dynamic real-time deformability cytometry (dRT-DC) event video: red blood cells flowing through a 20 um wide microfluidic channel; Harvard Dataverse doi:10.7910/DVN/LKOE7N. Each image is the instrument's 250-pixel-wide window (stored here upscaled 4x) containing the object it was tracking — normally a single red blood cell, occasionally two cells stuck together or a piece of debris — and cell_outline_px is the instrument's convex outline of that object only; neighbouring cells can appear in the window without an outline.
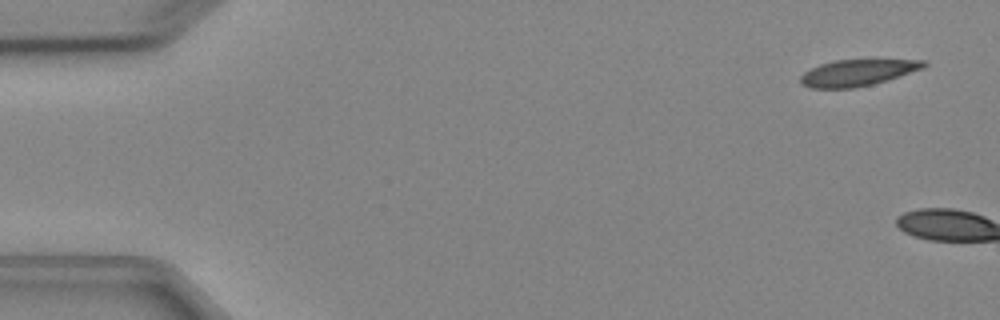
{"species": "Egyptian fruit bat (a non-hibernating species)", "species_latin": "Rousettus aegyptiacus", "temperature_condition": "cold", "stored_images_in_passage": 6, "camera_frame_rate_fps": 3000, "um_per_image_px": 0.085, "animal": {"sex": "female"}, "frame": {"image": 1, "passage_image": 1, "time_ms": 0.0, "image_size_px": [1000, 320], "cell_outline_px": [[928, 64], [924, 68], [888, 80], [856, 88], [808, 88], [800, 84], [800, 76], [804, 72], [820, 64], [832, 60], [924, 60]], "centroid_in_image_um": [72.86, 6.19], "position_along_channel_um": 12.1, "area_um2": 19.02}}
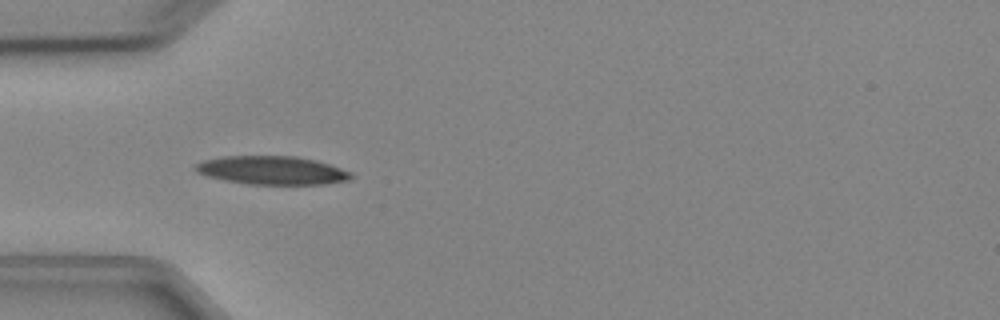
{"frame": {"image": 2, "passage_image": 5, "time_ms": 5.667, "image_size_px": [1000, 320], "cell_outline_px": [[352, 176], [348, 180], [324, 184], [248, 184], [224, 180], [208, 176], [196, 172], [192, 168], [196, 164], [204, 160], [224, 156], [296, 156], [316, 160], [352, 172]], "centroid_in_image_um": [23.1, 14.47], "position_along_channel_um": 61.9, "area_um2": 25.72}}